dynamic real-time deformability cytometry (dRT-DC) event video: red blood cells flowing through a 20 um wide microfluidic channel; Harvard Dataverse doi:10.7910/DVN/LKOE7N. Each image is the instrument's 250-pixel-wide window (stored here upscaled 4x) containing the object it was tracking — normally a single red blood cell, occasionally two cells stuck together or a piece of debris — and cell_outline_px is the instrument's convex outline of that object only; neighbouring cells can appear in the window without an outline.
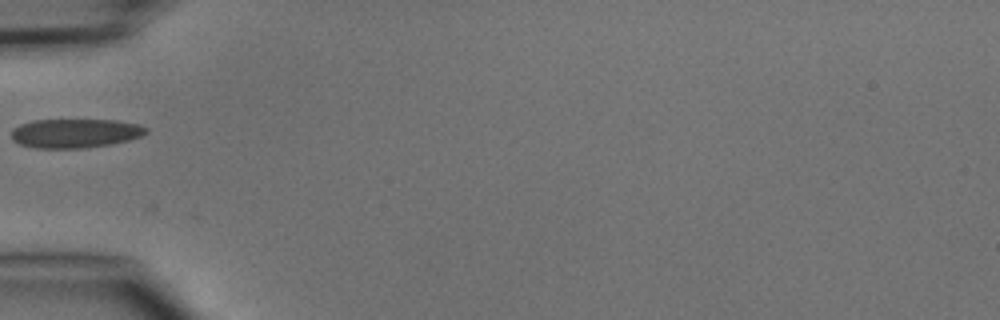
{"species": "common noctule bat (a hibernating species)", "species_latin": "Nyctalus noctula", "temperature_condition": "cold", "stored_images_in_passage": 5, "camera_frame_rate_fps": 3000, "um_per_image_px": 0.085, "animal": {"sex": "male", "body_mass_g": 15.6}, "frame": {"image": 1, "passage_image": 5, "time_ms": 4.667, "image_size_px": [1000, 320], "cell_outline_px": [[148, 132], [140, 136], [128, 140], [112, 144], [84, 148], [36, 148], [20, 144], [12, 140], [12, 128], [20, 124], [32, 120], [116, 120], [140, 124], [148, 128]], "centroid_in_image_um": [6.39, 11.32], "position_along_channel_um": 78.6, "area_um2": 22.95}}